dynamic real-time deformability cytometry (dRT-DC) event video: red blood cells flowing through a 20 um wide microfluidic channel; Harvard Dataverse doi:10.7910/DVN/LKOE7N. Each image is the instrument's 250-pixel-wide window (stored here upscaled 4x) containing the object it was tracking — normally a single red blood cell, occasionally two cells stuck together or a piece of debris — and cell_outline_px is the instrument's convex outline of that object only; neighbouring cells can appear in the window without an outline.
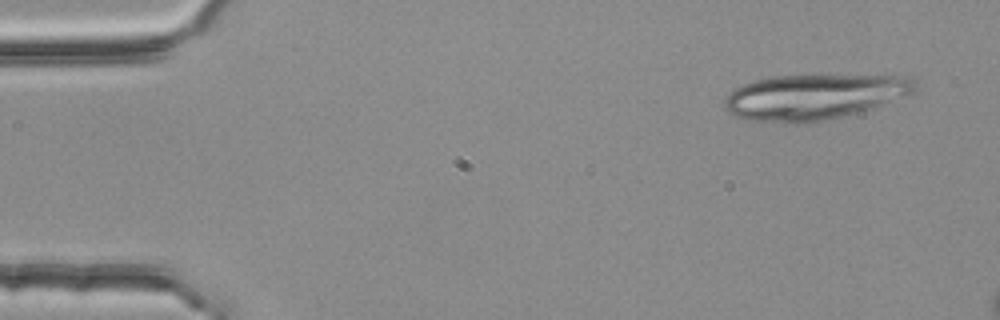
{"species": "common noctule bat (a hibernating species)", "species_latin": "Nyctalus noctula", "temperature_condition": "room temperature", "stored_images_in_passage": 4, "camera_frame_rate_fps": 3000, "um_per_image_px": 0.085, "animal": {"sex": "female", "body_mass_g": 25.1}, "frame": {"image": 1, "passage_image": 1, "time_ms": 0.0, "image_size_px": [1000, 320], "cell_outline_px": [[916, 88], [912, 92], [872, 108], [808, 124], [792, 124], [748, 120], [732, 116], [724, 108], [724, 100], [728, 92], [732, 88], [752, 80], [772, 76], [912, 76], [916, 80]], "centroid_in_image_um": [69.08, 8.24], "position_along_channel_um": 15.9, "area_um2": 50.46}}